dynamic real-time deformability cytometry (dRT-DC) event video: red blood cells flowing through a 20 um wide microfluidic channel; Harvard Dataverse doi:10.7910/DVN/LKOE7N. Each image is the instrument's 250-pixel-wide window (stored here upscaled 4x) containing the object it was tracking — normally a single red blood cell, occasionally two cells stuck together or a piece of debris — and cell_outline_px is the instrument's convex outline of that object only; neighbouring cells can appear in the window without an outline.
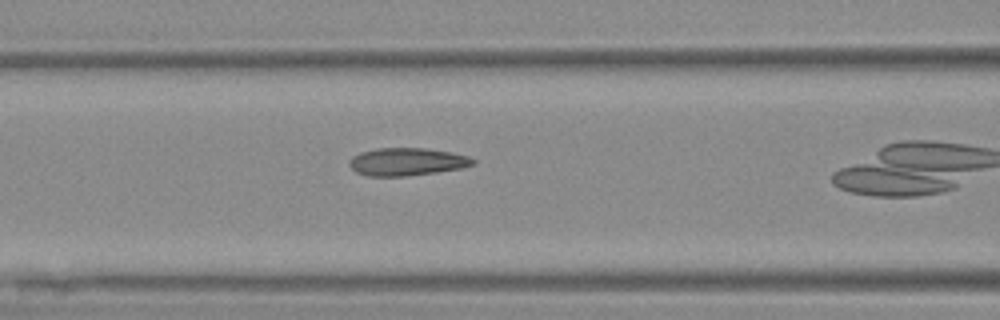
{"species": "Egyptian fruit bat (a non-hibernating species)", "species_latin": "Rousettus aegyptiacus", "temperature_condition": "warm", "stored_images_in_passage": 23, "camera_frame_rate_fps": 3000, "um_per_image_px": 0.085, "animal": {"sex": "female"}, "frame": {"image": 1, "passage_image": 3, "time_ms": 0.667, "image_size_px": [1000, 320], "cell_outline_px": [[476, 164], [460, 168], [436, 172], [408, 176], [368, 176], [356, 172], [348, 164], [348, 160], [352, 156], [360, 152], [376, 148], [428, 148], [452, 152], [468, 156], [476, 160]], "centroid_in_image_um": [34.58, 13.74], "position_along_channel_um": 132.0, "area_um2": 20.17}}
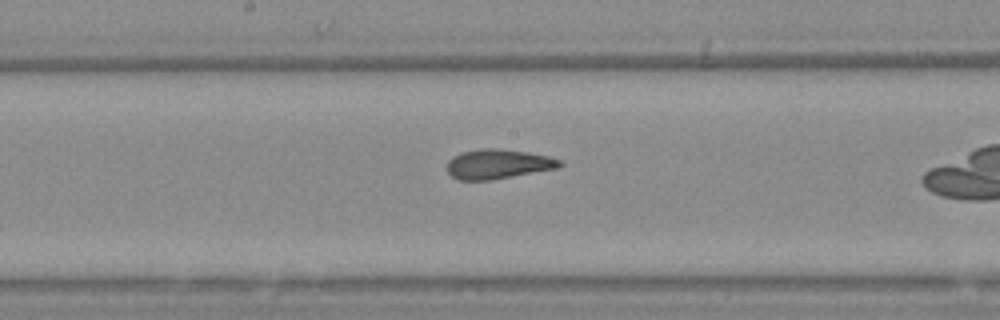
{"frame": {"image": 2, "passage_image": 9, "time_ms": 2.667, "image_size_px": [1000, 320], "cell_outline_px": [[564, 164], [560, 168], [492, 180], [460, 180], [452, 176], [448, 172], [448, 160], [452, 156], [460, 152], [484, 148], [496, 148], [528, 152], [548, 156], [560, 160]], "centroid_in_image_um": [42.35, 13.94], "position_along_channel_um": 205.8, "area_um2": 19.59}}
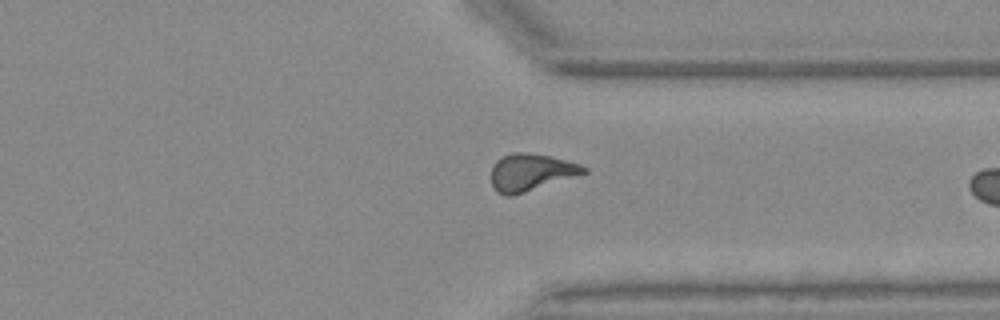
{"frame": {"image": 3, "passage_image": 22, "time_ms": 7.0, "image_size_px": [1000, 320], "cell_outline_px": [[588, 172], [512, 196], [504, 196], [496, 192], [492, 184], [492, 168], [496, 160], [500, 156], [512, 152], [520, 152], [548, 156], [580, 164], [588, 168]], "centroid_in_image_um": [45.09, 14.65], "position_along_channel_um": 366.3, "area_um2": 19.83}}